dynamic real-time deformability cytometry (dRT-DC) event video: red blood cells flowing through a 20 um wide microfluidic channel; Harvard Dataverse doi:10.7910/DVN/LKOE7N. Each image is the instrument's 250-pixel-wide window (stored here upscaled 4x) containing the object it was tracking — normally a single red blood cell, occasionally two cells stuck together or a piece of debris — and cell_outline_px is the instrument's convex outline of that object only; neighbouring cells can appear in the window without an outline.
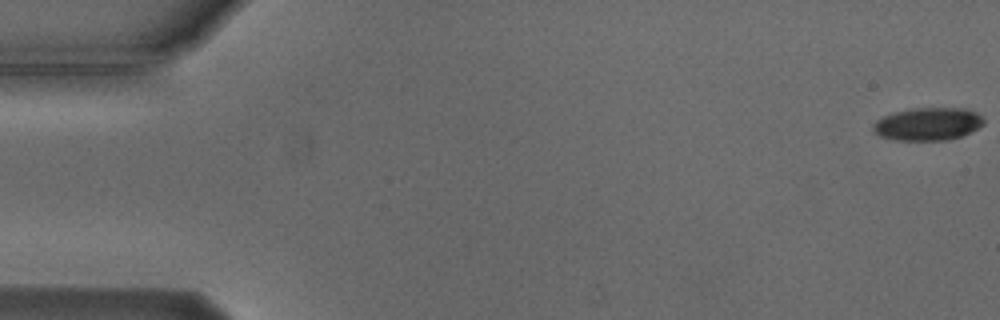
{"species": "Egyptian fruit bat (a non-hibernating species)", "species_latin": "Rousettus aegyptiacus", "temperature_condition": "cold", "stored_images_in_passage": 6, "camera_frame_rate_fps": 3000, "um_per_image_px": 0.085, "animal": {"sex": "male"}, "frame": {"image": 1, "passage_image": 1, "time_ms": 0.0, "image_size_px": [1000, 320], "cell_outline_px": [[984, 124], [960, 136], [948, 140], [896, 140], [880, 136], [872, 128], [872, 124], [876, 120], [884, 116], [896, 112], [912, 108], [964, 108], [976, 112], [984, 120]], "centroid_in_image_um": [78.85, 10.53], "position_along_channel_um": 6.1, "area_um2": 20.92}}
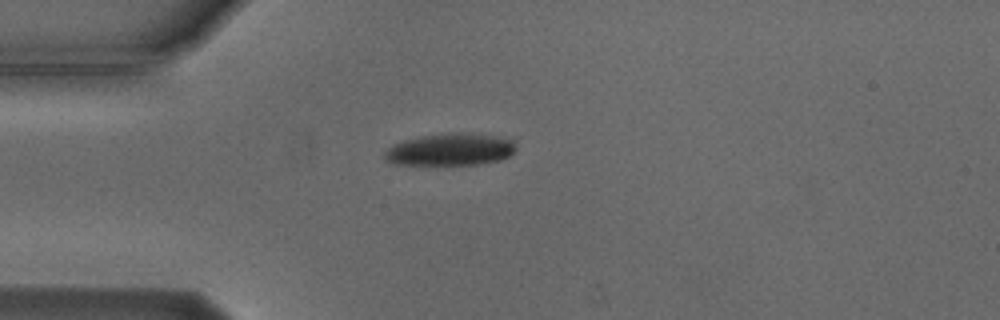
{"frame": {"image": 2, "passage_image": 5, "time_ms": 4.667, "image_size_px": [1000, 320], "cell_outline_px": [[516, 152], [500, 160], [480, 164], [392, 164], [384, 156], [384, 152], [392, 144], [404, 140], [420, 136], [448, 132], [460, 132], [492, 136], [512, 140], [516, 148]], "centroid_in_image_um": [38.26, 12.7], "position_along_channel_um": 46.7, "area_um2": 24.51}}